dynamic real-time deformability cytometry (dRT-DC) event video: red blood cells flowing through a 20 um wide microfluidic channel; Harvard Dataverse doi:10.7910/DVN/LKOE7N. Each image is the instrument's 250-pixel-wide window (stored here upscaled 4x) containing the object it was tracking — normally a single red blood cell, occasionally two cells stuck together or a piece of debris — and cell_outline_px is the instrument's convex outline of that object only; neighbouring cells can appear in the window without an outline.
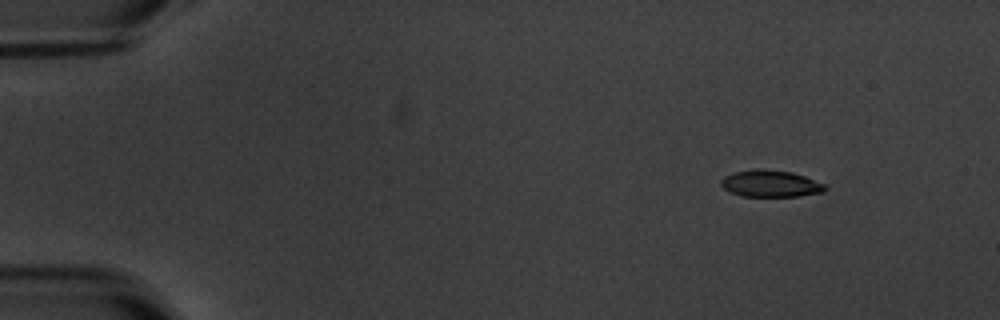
{"species": "common noctule bat (a hibernating species)", "species_latin": "Nyctalus noctula", "temperature_condition": "warm", "stored_images_in_passage": 6, "segment_of_instrument_passage": [2, 2], "camera_frame_rate_fps": 3000, "um_per_image_px": 0.085, "animal": {"sex": "male", "body_mass_g": 20.1, "forearm_length_mm": 53.5}, "frame": {"image": 1, "passage_image": 6, "time_ms": 7.0, "image_size_px": [1000, 320], "cell_outline_px": [[828, 188], [824, 192], [800, 196], [744, 196], [732, 192], [724, 188], [720, 184], [720, 180], [724, 176], [732, 172], [756, 168], [760, 168], [792, 172], [828, 184]], "centroid_in_image_um": [65.54, 15.59], "position_along_channel_um": 19.5, "area_um2": 16.47}}